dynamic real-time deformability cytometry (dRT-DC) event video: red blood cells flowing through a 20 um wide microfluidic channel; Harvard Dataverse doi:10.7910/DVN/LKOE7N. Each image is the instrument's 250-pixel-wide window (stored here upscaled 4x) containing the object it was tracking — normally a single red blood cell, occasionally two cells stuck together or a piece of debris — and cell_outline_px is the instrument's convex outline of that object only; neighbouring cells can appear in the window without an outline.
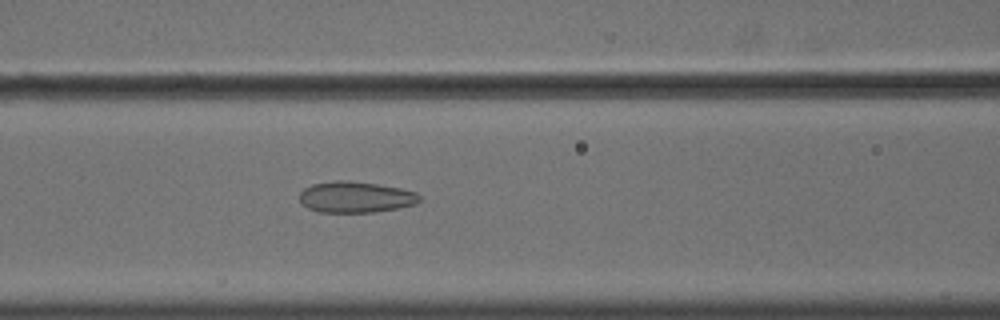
{"species": "common noctule bat (a hibernating species)", "species_latin": "Nyctalus noctula", "temperature_condition": "cold", "stored_images_in_passage": 44, "camera_frame_rate_fps": 3000, "um_per_image_px": 0.085, "animal": {"sex": "male", "body_mass_g": 18.8}, "frame": {"image": 1, "passage_image": 13, "time_ms": 4.0, "image_size_px": [1000, 320], "cell_outline_px": [[420, 200], [416, 204], [400, 208], [372, 212], [320, 212], [308, 208], [300, 204], [300, 192], [304, 188], [312, 184], [336, 180], [348, 180], [376, 184], [400, 188], [416, 192], [420, 196]], "centroid_in_image_um": [30.21, 16.75], "position_along_channel_um": 136.4, "area_um2": 21.85}}
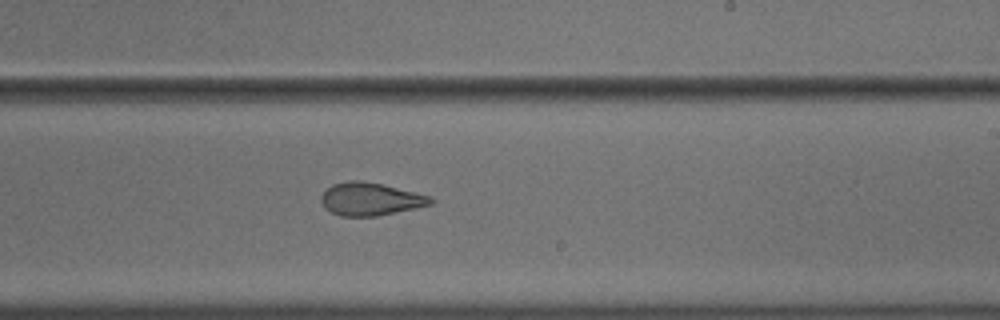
{"frame": {"image": 2, "passage_image": 23, "time_ms": 7.333, "image_size_px": [1000, 320], "cell_outline_px": [[436, 200], [432, 204], [416, 208], [376, 216], [340, 216], [324, 208], [320, 200], [320, 196], [332, 184], [348, 180], [360, 180], [384, 184], [432, 196]], "centroid_in_image_um": [31.5, 16.91], "position_along_channel_um": 257.5, "area_um2": 21.21}}
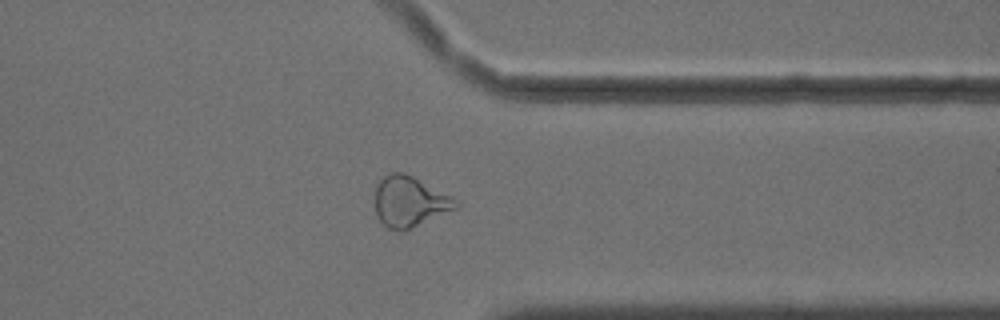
{"frame": {"image": 3, "passage_image": 33, "time_ms": 10.667, "image_size_px": [1000, 320], "cell_outline_px": [[460, 204], [456, 208], [404, 232], [400, 232], [388, 228], [376, 216], [372, 200], [376, 184], [384, 176], [392, 172], [404, 172], [460, 200]], "centroid_in_image_um": [34.77, 17.15], "position_along_channel_um": 376.6, "area_um2": 24.33}, "authors_computed_cell_mechanics": {"area_um2": 23.12, "velocity_mm_per_s": 3.6345, "shape_relaxation_time_tau1_ms": null, "shape_relaxation_time_tau2_ms": 1.919, "deformation_change_tau1": null, "deformation_change_tau2": 0.0754}}